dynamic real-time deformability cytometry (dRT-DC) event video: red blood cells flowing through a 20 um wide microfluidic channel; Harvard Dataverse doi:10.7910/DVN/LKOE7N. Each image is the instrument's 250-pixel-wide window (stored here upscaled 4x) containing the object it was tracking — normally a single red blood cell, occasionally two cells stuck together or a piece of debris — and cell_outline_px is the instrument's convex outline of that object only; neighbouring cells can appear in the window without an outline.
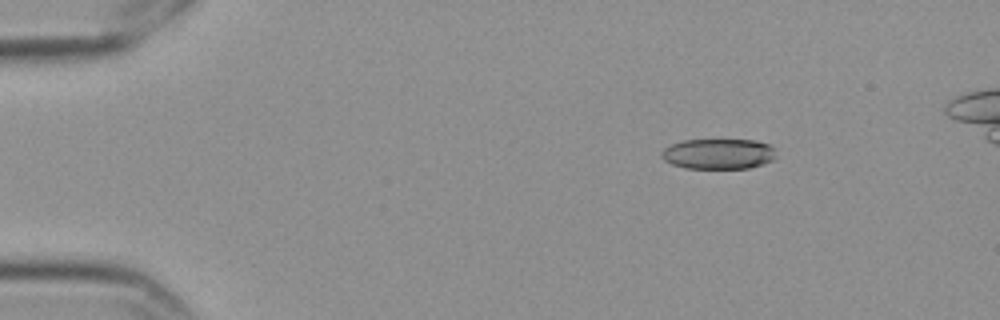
{"species": "Egyptian fruit bat (a non-hibernating species)", "species_latin": "Rousettus aegyptiacus", "temperature_condition": "cold", "stored_images_in_passage": 11, "camera_frame_rate_fps": 3000, "um_per_image_px": 0.085, "frame": {"image": 1, "passage_image": 2, "time_ms": 0.333, "image_size_px": [1000, 320], "cell_outline_px": [[776, 156], [772, 160], [764, 164], [748, 168], [684, 168], [672, 164], [664, 160], [660, 156], [660, 152], [668, 144], [684, 140], [756, 140], [768, 144], [772, 148]], "centroid_in_image_um": [61.02, 13.07], "position_along_channel_um": 24.0, "area_um2": 20.4}}
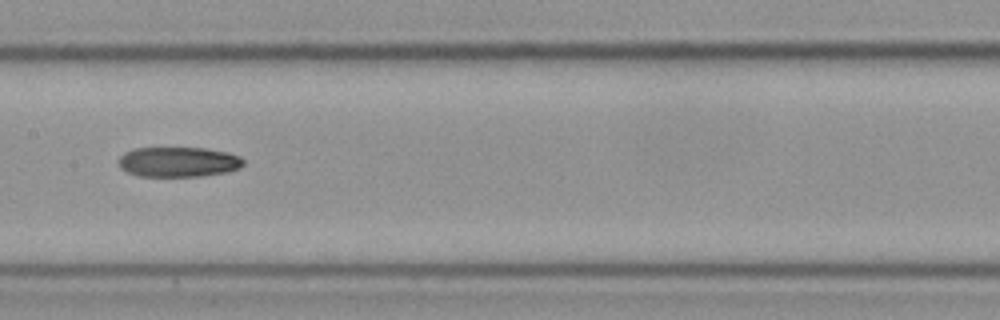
{"frame": {"image": 2, "passage_image": 8, "time_ms": 2.333, "image_size_px": [1000, 320], "cell_outline_px": [[244, 164], [240, 168], [228, 172], [200, 176], [136, 176], [120, 168], [120, 156], [124, 152], [132, 148], [204, 148], [228, 152], [240, 156], [244, 160]], "centroid_in_image_um": [15.18, 13.76], "position_along_channel_um": 192.2, "area_um2": 21.96}}
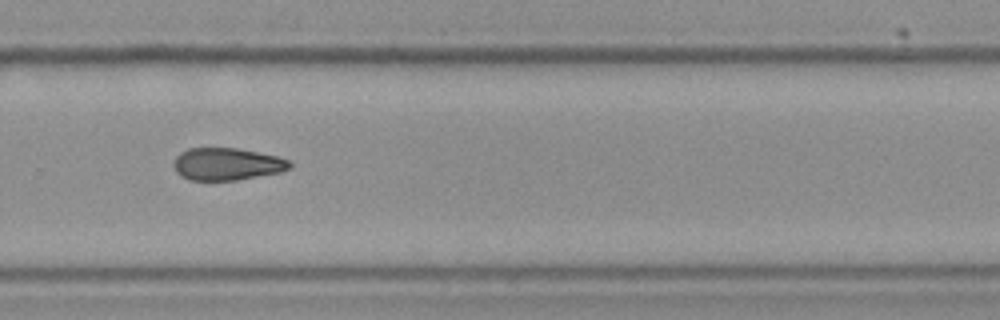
{"frame": {"image": 3, "passage_image": 11, "time_ms": 3.333, "image_size_px": [1000, 320], "cell_outline_px": [[292, 164], [288, 168], [280, 172], [236, 180], [188, 180], [176, 172], [172, 164], [176, 156], [180, 152], [188, 148], [236, 148], [276, 156], [288, 160]], "centroid_in_image_um": [19.23, 13.94], "position_along_channel_um": 310.6, "area_um2": 21.73}}